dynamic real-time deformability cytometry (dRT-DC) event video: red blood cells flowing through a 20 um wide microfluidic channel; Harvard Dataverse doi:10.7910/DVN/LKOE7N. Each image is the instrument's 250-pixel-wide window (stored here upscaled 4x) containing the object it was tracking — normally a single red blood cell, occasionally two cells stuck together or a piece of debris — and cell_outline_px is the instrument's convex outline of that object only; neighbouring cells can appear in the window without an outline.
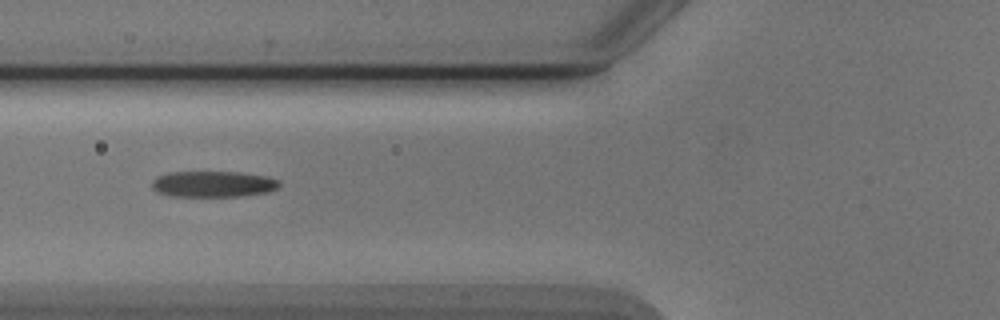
{"species": "Egyptian fruit bat (a non-hibernating species)", "species_latin": "Rousettus aegyptiacus", "temperature_condition": "cold", "stored_images_in_passage": 3, "camera_frame_rate_fps": 3000, "um_per_image_px": 0.085, "animal": {"sex": "male"}, "frame": {"image": 1, "passage_image": 2, "time_ms": 1.0, "image_size_px": [1000, 320], "cell_outline_px": [[280, 184], [276, 188], [268, 192], [236, 196], [168, 196], [152, 188], [152, 180], [156, 176], [172, 172], [240, 172], [268, 176], [280, 180]], "centroid_in_image_um": [18.12, 15.63], "position_along_channel_um": 107.7, "area_um2": 19.31}}
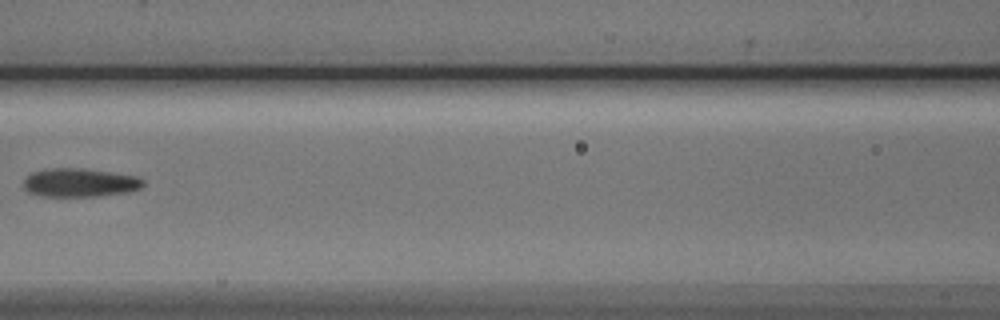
{"frame": {"image": 2, "passage_image": 3, "time_ms": 2.333, "image_size_px": [1000, 320], "cell_outline_px": [[144, 184], [140, 188], [128, 192], [96, 196], [40, 196], [28, 192], [24, 188], [24, 180], [32, 172], [48, 168], [84, 168], [136, 176], [144, 180]], "centroid_in_image_um": [6.77, 15.52], "position_along_channel_um": 159.8, "area_um2": 19.88}}